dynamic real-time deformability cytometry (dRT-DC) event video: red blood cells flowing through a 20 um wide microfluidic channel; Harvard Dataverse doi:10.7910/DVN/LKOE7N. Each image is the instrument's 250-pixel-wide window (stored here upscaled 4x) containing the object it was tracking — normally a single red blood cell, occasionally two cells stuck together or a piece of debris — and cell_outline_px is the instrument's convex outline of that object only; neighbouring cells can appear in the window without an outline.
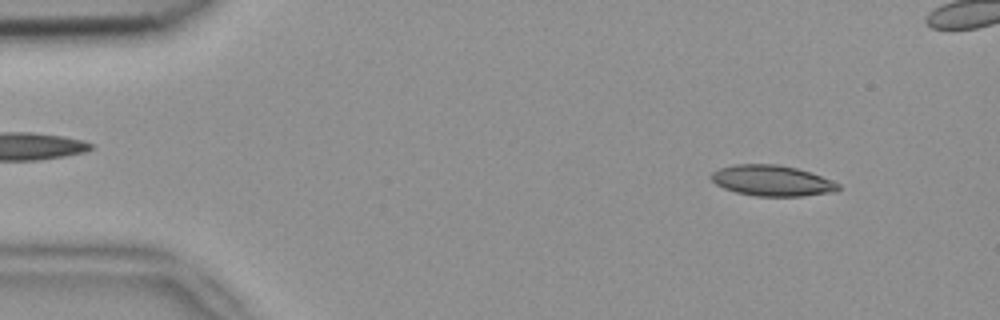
{"species": "common noctule bat (a hibernating species)", "species_latin": "Nyctalus noctula", "temperature_condition": "room temperature", "stored_images_in_passage": 4, "camera_frame_rate_fps": 3000, "um_per_image_px": 0.085, "animal": {"sex": "female", "body_mass_g": 18.4}, "frame": {"image": 1, "passage_image": 4, "time_ms": 1.0, "image_size_px": [1000, 320], "cell_outline_px": [[840, 188], [836, 192], [804, 196], [756, 196], [736, 192], [724, 188], [716, 184], [708, 176], [712, 172], [720, 168], [736, 164], [780, 164], [796, 168], [820, 176], [840, 184]], "centroid_in_image_um": [65.61, 15.36], "position_along_channel_um": 19.4, "area_um2": 22.77}}